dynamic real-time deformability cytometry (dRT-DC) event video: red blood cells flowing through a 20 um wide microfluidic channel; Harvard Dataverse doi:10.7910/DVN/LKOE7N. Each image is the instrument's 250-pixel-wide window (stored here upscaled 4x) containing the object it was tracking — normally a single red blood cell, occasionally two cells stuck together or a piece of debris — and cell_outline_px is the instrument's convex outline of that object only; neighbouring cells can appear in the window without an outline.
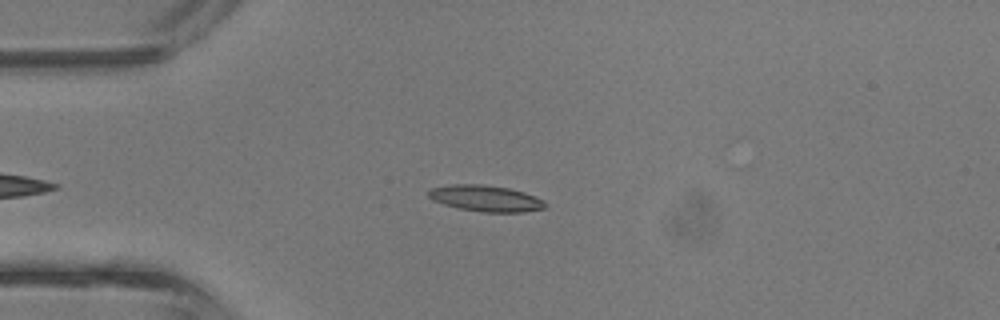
{"species": "common noctule bat (a hibernating species)", "species_latin": "Nyctalus noctula", "temperature_condition": "room temperature", "stored_images_in_passage": 1, "camera_frame_rate_fps": 3000, "um_per_image_px": 0.085, "animal": {"sex": "male", "body_mass_g": 13.3}, "frame": {"image": 1, "passage_image": 1, "time_ms": 0.0, "image_size_px": [1000, 320], "cell_outline_px": [[548, 204], [544, 208], [520, 212], [484, 212], [456, 208], [432, 200], [428, 196], [428, 192], [432, 188], [452, 184], [484, 184], [508, 188], [524, 192], [544, 200]], "centroid_in_image_um": [41.28, 16.86], "position_along_channel_um": 43.7, "area_um2": 17.8}}